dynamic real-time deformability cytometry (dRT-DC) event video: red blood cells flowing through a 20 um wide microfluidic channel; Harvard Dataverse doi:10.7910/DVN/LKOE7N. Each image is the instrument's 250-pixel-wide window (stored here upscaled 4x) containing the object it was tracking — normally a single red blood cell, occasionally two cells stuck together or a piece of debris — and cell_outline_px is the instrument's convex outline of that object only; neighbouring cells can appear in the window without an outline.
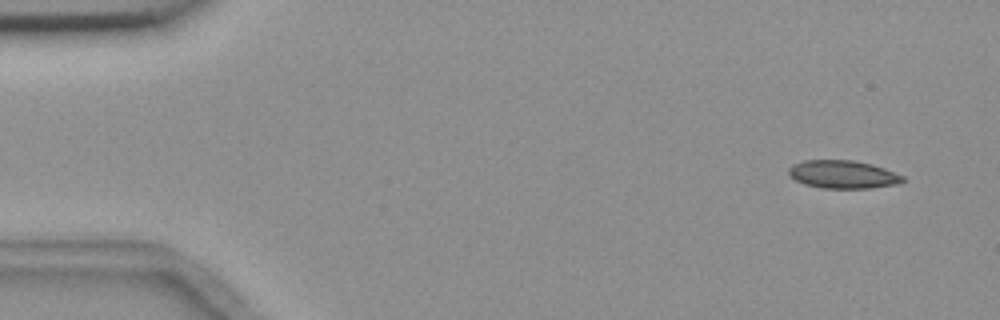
{"species": "common noctule bat (a hibernating species)", "species_latin": "Nyctalus noctula", "temperature_condition": "room temperature", "stored_images_in_passage": 5, "segment_of_instrument_passage": [1, 2], "camera_frame_rate_fps": 3000, "um_per_image_px": 0.085, "animal": {"sex": "female", "body_mass_g": 18.4}, "frame": {"image": 1, "passage_image": 1, "time_ms": 0.0, "image_size_px": [1000, 320], "cell_outline_px": [[904, 180], [896, 184], [872, 188], [820, 188], [804, 184], [788, 176], [788, 168], [792, 164], [804, 160], [852, 160], [872, 164], [884, 168], [904, 176]], "centroid_in_image_um": [71.61, 14.82], "position_along_channel_um": 13.4, "area_um2": 18.73}}